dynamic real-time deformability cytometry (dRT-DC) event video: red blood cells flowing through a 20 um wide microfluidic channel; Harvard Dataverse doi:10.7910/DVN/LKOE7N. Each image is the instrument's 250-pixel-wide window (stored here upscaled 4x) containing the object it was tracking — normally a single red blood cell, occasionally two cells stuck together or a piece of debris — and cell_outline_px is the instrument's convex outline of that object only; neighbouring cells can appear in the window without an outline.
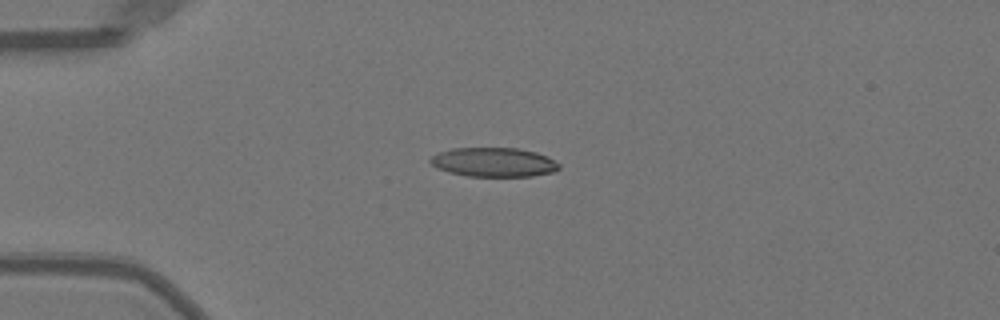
{"species": "Egyptian fruit bat (a non-hibernating species)", "species_latin": "Rousettus aegyptiacus", "temperature_condition": "warm", "stored_images_in_passage": 27, "camera_frame_rate_fps": 3000, "um_per_image_px": 0.085, "animal": {"sex": "female"}, "frame": {"image": 1, "passage_image": 1, "time_ms": 0.0, "image_size_px": [1000, 320], "cell_outline_px": [[560, 168], [556, 172], [532, 176], [468, 176], [448, 172], [436, 168], [428, 160], [432, 156], [440, 152], [452, 148], [516, 148], [536, 152], [548, 156], [560, 164]], "centroid_in_image_um": [41.99, 13.79], "position_along_channel_um": 43.0, "area_um2": 22.02}}
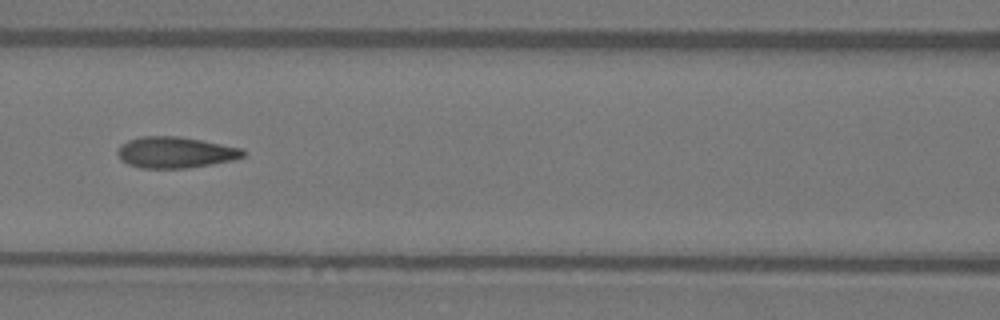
{"frame": {"image": 2, "passage_image": 11, "time_ms": 3.333, "image_size_px": [1000, 320], "cell_outline_px": [[248, 152], [244, 156], [236, 160], [188, 168], [140, 168], [128, 164], [120, 160], [116, 152], [120, 144], [128, 140], [144, 136], [180, 136], [244, 148]], "centroid_in_image_um": [14.93, 12.95], "position_along_channel_um": 151.7, "area_um2": 23.18}}
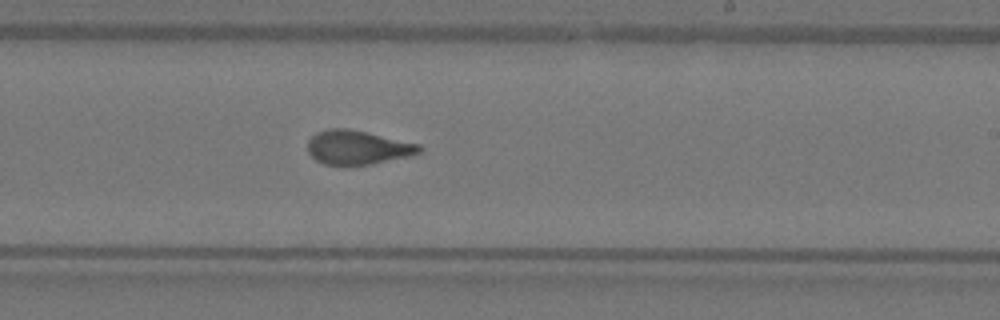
{"frame": {"image": 3, "passage_image": 19, "time_ms": 6.0, "image_size_px": [1000, 320], "cell_outline_px": [[424, 152], [412, 156], [372, 164], [344, 168], [324, 164], [316, 160], [308, 152], [308, 140], [316, 132], [328, 128], [348, 128], [368, 132], [420, 144], [424, 148]], "centroid_in_image_um": [30.43, 12.56], "position_along_channel_um": 258.6, "area_um2": 23.06}, "authors_computed_cell_mechanics": {"area_um2": 22.6576, "velocity_mm_per_s": 4.0232, "shape_relaxation_time_tau1_ms": 5.9654, "shape_relaxation_time_tau2_ms": 1.1529, "deformation_change_tau1": 0.2261, "deformation_change_tau2": 0.0752}}